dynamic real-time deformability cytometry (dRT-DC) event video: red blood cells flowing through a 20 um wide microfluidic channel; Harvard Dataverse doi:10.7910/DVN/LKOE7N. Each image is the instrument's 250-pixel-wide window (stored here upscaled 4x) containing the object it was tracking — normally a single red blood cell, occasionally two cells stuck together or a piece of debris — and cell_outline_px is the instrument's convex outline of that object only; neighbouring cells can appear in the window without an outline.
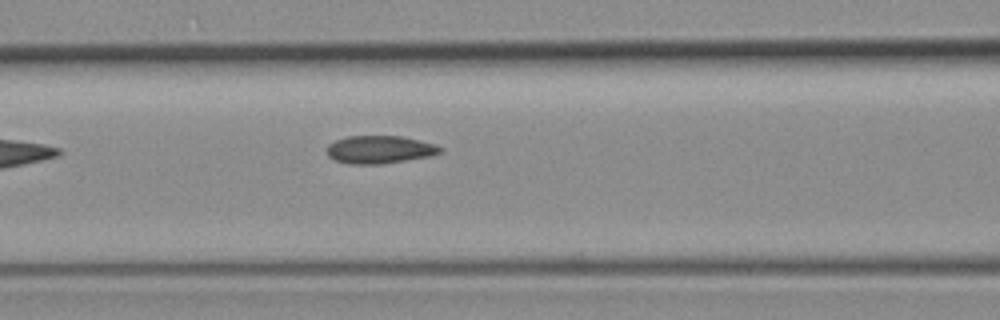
{"species": "common noctule bat (a hibernating species)", "species_latin": "Nyctalus noctula", "temperature_condition": "room temperature", "stored_images_in_passage": 7, "camera_frame_rate_fps": 3000, "um_per_image_px": 0.085, "animal": {"sex": "female", "body_mass_g": 19.3, "forearm_length_mm": 54.1}, "frame": {"image": 1, "passage_image": 7, "time_ms": 7.0, "image_size_px": [1000, 320], "cell_outline_px": [[444, 148], [440, 152], [432, 156], [384, 164], [348, 164], [336, 160], [328, 156], [328, 144], [336, 140], [348, 136], [404, 136], [436, 144]], "centroid_in_image_um": [32.32, 12.71], "position_along_channel_um": 134.3, "area_um2": 18.55}}